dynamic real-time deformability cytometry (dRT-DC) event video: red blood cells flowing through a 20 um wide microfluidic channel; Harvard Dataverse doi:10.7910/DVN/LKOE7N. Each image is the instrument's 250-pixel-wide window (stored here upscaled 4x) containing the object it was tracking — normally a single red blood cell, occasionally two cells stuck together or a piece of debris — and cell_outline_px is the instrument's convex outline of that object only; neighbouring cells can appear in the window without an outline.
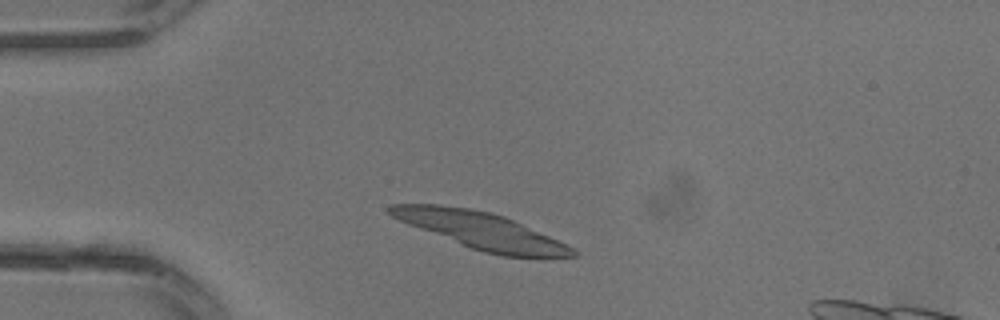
{"species": "common noctule bat (a hibernating species)", "species_latin": "Nyctalus noctula", "temperature_condition": "warm", "stored_images_in_passage": 13, "segment_of_instrument_passage": [1, 2], "camera_frame_rate_fps": 3000, "um_per_image_px": 0.085, "animal": {"sex": "male", "body_mass_g": 13.3}, "frame": {"image": 1, "passage_image": 3, "time_ms": 0.667, "image_size_px": [1000, 320], "cell_outline_px": [[580, 252], [576, 256], [504, 256], [484, 252], [472, 248], [408, 224], [392, 216], [384, 208], [392, 204], [440, 204], [468, 208], [492, 212], [504, 216], [548, 236]], "centroid_in_image_um": [40.82, 19.57], "position_along_channel_um": 44.2, "area_um2": 38.15}}